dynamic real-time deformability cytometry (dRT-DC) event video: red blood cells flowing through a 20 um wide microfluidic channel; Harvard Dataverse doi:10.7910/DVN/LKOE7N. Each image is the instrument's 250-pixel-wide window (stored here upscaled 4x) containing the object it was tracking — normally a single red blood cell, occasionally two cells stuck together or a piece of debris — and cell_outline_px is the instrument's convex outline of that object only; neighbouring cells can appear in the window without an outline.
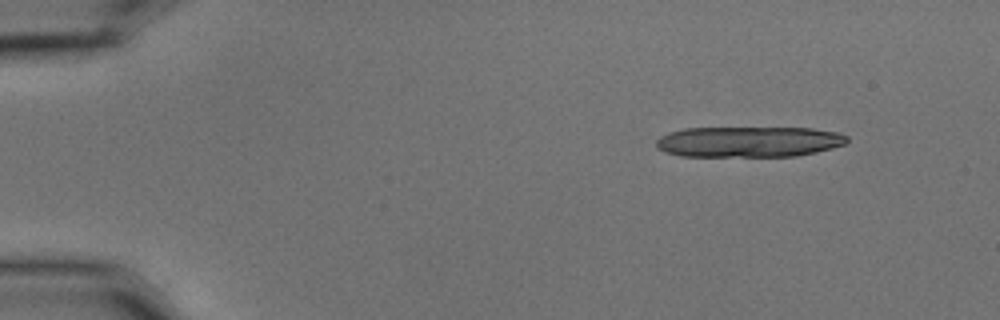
{"species": "common noctule bat (a hibernating species)", "species_latin": "Nyctalus noctula", "temperature_condition": "cold", "stored_images_in_passage": 5, "camera_frame_rate_fps": 3000, "um_per_image_px": 0.085, "animal": {"sex": "male", "body_mass_g": 15.6}, "frame": {"image": 1, "passage_image": 1, "time_ms": 0.0, "image_size_px": [1000, 320], "cell_outline_px": [[848, 140], [844, 144], [832, 148], [816, 152], [796, 156], [680, 156], [664, 152], [656, 148], [656, 140], [660, 136], [668, 132], [684, 128], [812, 128], [840, 132], [848, 136]], "centroid_in_image_um": [63.63, 12.04], "position_along_channel_um": 21.4, "area_um2": 34.39}}
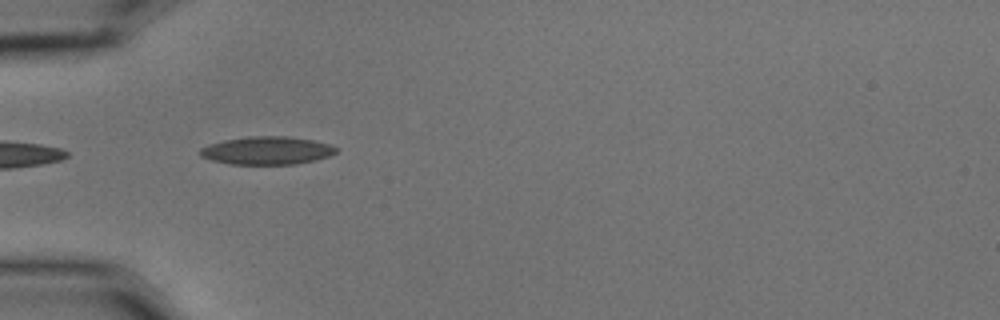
{"frame": {"image": 2, "passage_image": 4, "time_ms": 1.0, "image_size_px": [1000, 320], "cell_outline_px": [[336, 152], [328, 156], [316, 160], [296, 164], [232, 164], [212, 160], [200, 156], [200, 148], [208, 144], [224, 140], [248, 136], [288, 136], [312, 140], [332, 144], [336, 148]], "centroid_in_image_um": [22.69, 12.79], "position_along_channel_um": 62.3, "area_um2": 22.2}}
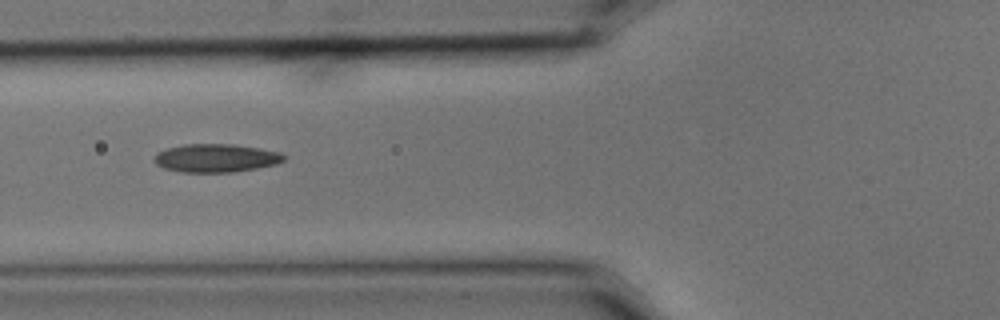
{"frame": {"image": 3, "passage_image": 5, "time_ms": 1.333, "image_size_px": [1000, 320], "cell_outline_px": [[288, 156], [284, 160], [276, 164], [256, 168], [232, 172], [180, 172], [164, 168], [156, 164], [152, 160], [156, 152], [168, 148], [184, 144], [232, 144], [260, 148], [280, 152]], "centroid_in_image_um": [18.34, 13.43], "position_along_channel_um": 107.5, "area_um2": 21.5}}